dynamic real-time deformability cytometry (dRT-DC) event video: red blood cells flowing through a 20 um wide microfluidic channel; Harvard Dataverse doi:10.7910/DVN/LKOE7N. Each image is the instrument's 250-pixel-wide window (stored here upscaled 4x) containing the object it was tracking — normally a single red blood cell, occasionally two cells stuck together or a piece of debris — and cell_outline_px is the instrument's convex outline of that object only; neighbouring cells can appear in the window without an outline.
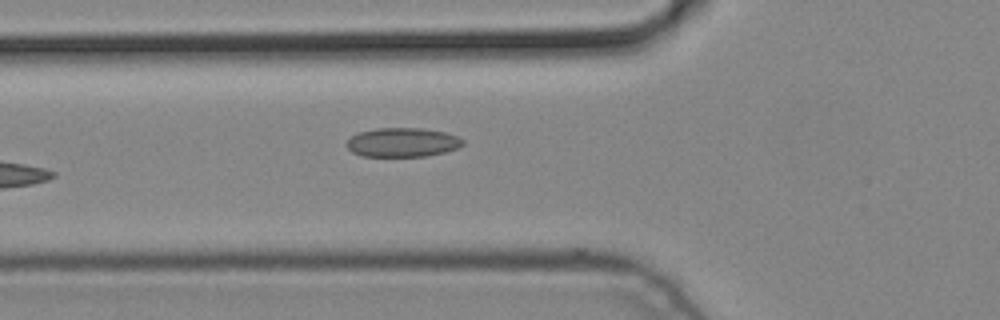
{"species": "common noctule bat (a hibernating species)", "species_latin": "Nyctalus noctula", "temperature_condition": "cold", "stored_images_in_passage": 6, "camera_frame_rate_fps": 3000, "um_per_image_px": 0.085, "animal": {"sex": "male", "body_mass_g": 19.2, "forearm_length_mm": 51.8}, "frame": {"image": 1, "passage_image": 6, "time_ms": 1.667, "image_size_px": [1000, 320], "cell_outline_px": [[464, 144], [456, 148], [444, 152], [424, 156], [364, 156], [352, 152], [348, 148], [348, 140], [352, 136], [360, 132], [376, 128], [424, 128], [444, 132], [456, 136], [464, 140]], "centroid_in_image_um": [34.22, 12.09], "position_along_channel_um": 91.6, "area_um2": 19.48}}